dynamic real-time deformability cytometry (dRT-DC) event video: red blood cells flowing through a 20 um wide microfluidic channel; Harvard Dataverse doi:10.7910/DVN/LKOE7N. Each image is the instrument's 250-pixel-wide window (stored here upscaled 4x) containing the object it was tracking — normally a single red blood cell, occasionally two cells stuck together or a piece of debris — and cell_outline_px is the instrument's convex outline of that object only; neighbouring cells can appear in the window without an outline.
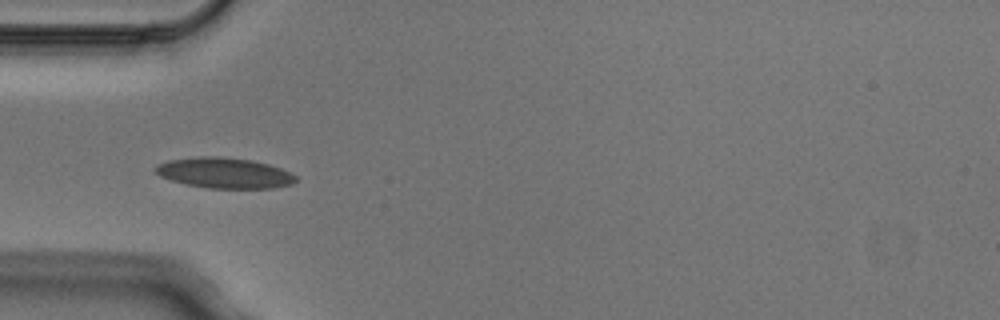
{"species": "Egyptian fruit bat (a non-hibernating species)", "species_latin": "Rousettus aegyptiacus", "temperature_condition": "cold", "stored_images_in_passage": 5, "camera_frame_rate_fps": 3000, "um_per_image_px": 0.085, "animal": {"sex": "male"}, "frame": {"image": 1, "passage_image": 3, "time_ms": 0.667, "image_size_px": [1000, 320], "cell_outline_px": [[296, 180], [292, 184], [272, 188], [208, 188], [188, 184], [172, 180], [160, 176], [152, 168], [168, 160], [200, 156], [216, 156], [252, 160], [268, 164], [280, 168], [296, 176]], "centroid_in_image_um": [19.07, 14.69], "position_along_channel_um": 65.9, "area_um2": 24.74}}
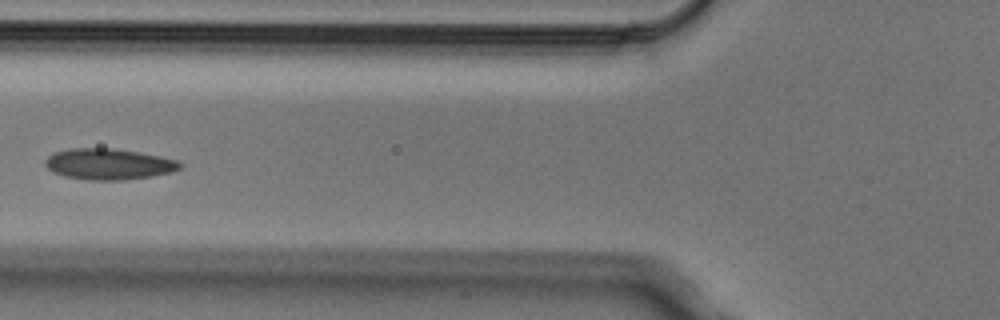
{"frame": {"image": 2, "passage_image": 4, "time_ms": 1.0, "image_size_px": [1000, 320], "cell_outline_px": [[184, 164], [180, 168], [172, 172], [152, 176], [124, 180], [88, 180], [64, 176], [52, 172], [44, 164], [44, 160], [48, 156], [56, 152], [72, 148], [112, 148], [160, 156], [176, 160]], "centroid_in_image_um": [9.23, 13.95], "position_along_channel_um": 116.6, "area_um2": 24.33}}
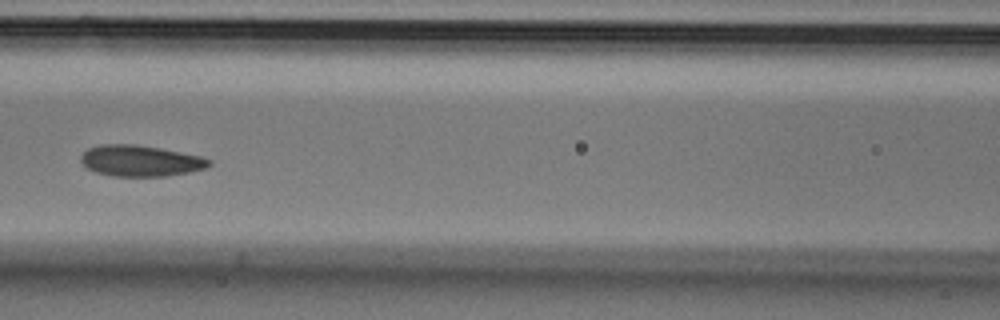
{"frame": {"image": 3, "passage_image": 5, "time_ms": 1.333, "image_size_px": [1000, 320], "cell_outline_px": [[212, 164], [208, 168], [168, 176], [112, 176], [96, 172], [84, 168], [80, 160], [80, 156], [88, 148], [100, 144], [136, 144], [160, 148], [204, 156], [212, 160]], "centroid_in_image_um": [11.95, 13.66], "position_along_channel_um": 154.6, "area_um2": 23.64}}